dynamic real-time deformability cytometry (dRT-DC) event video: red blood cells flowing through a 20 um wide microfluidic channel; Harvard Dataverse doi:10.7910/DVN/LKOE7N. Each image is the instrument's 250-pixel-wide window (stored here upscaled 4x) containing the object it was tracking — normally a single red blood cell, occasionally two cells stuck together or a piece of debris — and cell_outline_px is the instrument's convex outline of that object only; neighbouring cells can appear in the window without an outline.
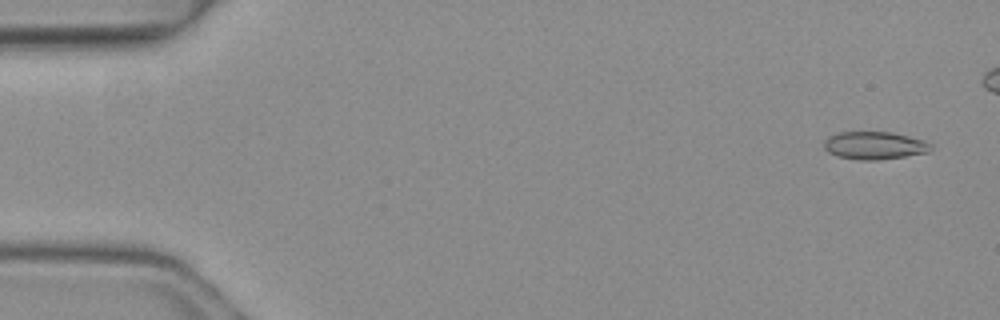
{"species": "common noctule bat (a hibernating species)", "species_latin": "Nyctalus noctula", "temperature_condition": "warm", "stored_images_in_passage": 5, "segment_of_instrument_passage": [1, 2], "camera_frame_rate_fps": 3000, "um_per_image_px": 0.085, "animal": {"sex": "female", "body_mass_g": 19.3, "forearm_length_mm": 54.1}, "frame": {"image": 1, "passage_image": 1, "time_ms": 0.0, "image_size_px": [1000, 320], "cell_outline_px": [[932, 148], [928, 152], [904, 156], [876, 160], [860, 160], [836, 156], [828, 152], [824, 148], [824, 140], [828, 136], [836, 132], [892, 132], [924, 140], [932, 144]], "centroid_in_image_um": [74.3, 12.36], "position_along_channel_um": 10.7, "area_um2": 17.34}}